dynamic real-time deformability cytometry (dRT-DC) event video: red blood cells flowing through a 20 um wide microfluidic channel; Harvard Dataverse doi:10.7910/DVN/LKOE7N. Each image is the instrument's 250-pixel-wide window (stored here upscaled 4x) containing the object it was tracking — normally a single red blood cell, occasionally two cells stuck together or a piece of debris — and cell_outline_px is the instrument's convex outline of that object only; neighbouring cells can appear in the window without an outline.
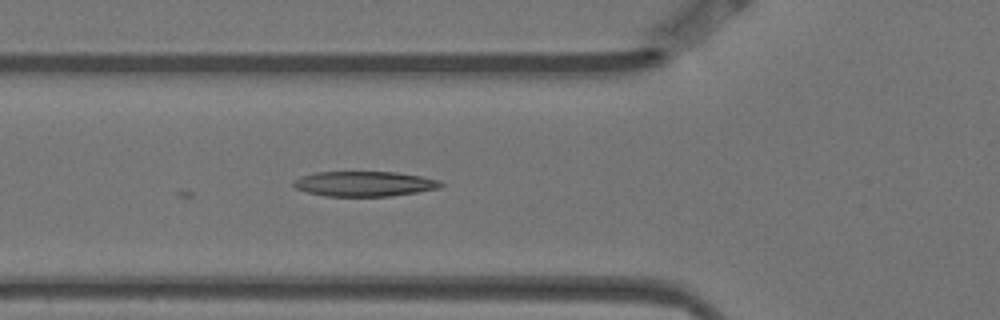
{"species": "Egyptian fruit bat (a non-hibernating species)", "species_latin": "Rousettus aegyptiacus", "temperature_condition": "warm", "stored_images_in_passage": 5, "camera_frame_rate_fps": 3000, "um_per_image_px": 0.085, "animal": {"sex": "female"}, "frame": {"image": 1, "passage_image": 4, "time_ms": 1.0, "image_size_px": [1000, 320], "cell_outline_px": [[444, 184], [440, 188], [392, 196], [324, 196], [308, 192], [296, 188], [292, 184], [300, 176], [316, 172], [396, 172], [420, 176], [440, 180]], "centroid_in_image_um": [30.99, 15.62], "position_along_channel_um": 94.8, "area_um2": 21.44}}